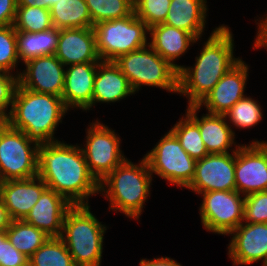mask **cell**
I'll return each mask as SVG.
<instances>
[{"mask_svg": "<svg viewBox=\"0 0 267 266\" xmlns=\"http://www.w3.org/2000/svg\"><path fill=\"white\" fill-rule=\"evenodd\" d=\"M243 222L267 223V191L245 196Z\"/></svg>", "mask_w": 267, "mask_h": 266, "instance_id": "obj_35", "label": "cell"}, {"mask_svg": "<svg viewBox=\"0 0 267 266\" xmlns=\"http://www.w3.org/2000/svg\"><path fill=\"white\" fill-rule=\"evenodd\" d=\"M134 94L128 79L114 61H100L94 79L92 107L97 103H115Z\"/></svg>", "mask_w": 267, "mask_h": 266, "instance_id": "obj_23", "label": "cell"}, {"mask_svg": "<svg viewBox=\"0 0 267 266\" xmlns=\"http://www.w3.org/2000/svg\"><path fill=\"white\" fill-rule=\"evenodd\" d=\"M3 184H4V179L0 173V194H1V190H2V187H3Z\"/></svg>", "mask_w": 267, "mask_h": 266, "instance_id": "obj_44", "label": "cell"}, {"mask_svg": "<svg viewBox=\"0 0 267 266\" xmlns=\"http://www.w3.org/2000/svg\"><path fill=\"white\" fill-rule=\"evenodd\" d=\"M199 208L202 227L207 232L229 235L244 219L245 196L233 191L203 192Z\"/></svg>", "mask_w": 267, "mask_h": 266, "instance_id": "obj_11", "label": "cell"}, {"mask_svg": "<svg viewBox=\"0 0 267 266\" xmlns=\"http://www.w3.org/2000/svg\"><path fill=\"white\" fill-rule=\"evenodd\" d=\"M251 142H265L266 144H267V142L266 141H258V140H256V139H254V140H252Z\"/></svg>", "mask_w": 267, "mask_h": 266, "instance_id": "obj_45", "label": "cell"}, {"mask_svg": "<svg viewBox=\"0 0 267 266\" xmlns=\"http://www.w3.org/2000/svg\"><path fill=\"white\" fill-rule=\"evenodd\" d=\"M255 22L258 28L255 36L256 38H254L253 49L259 50L260 48H266L267 51V15L259 17Z\"/></svg>", "mask_w": 267, "mask_h": 266, "instance_id": "obj_39", "label": "cell"}, {"mask_svg": "<svg viewBox=\"0 0 267 266\" xmlns=\"http://www.w3.org/2000/svg\"><path fill=\"white\" fill-rule=\"evenodd\" d=\"M99 62L67 66L62 99L69 110L89 111L92 108L94 79Z\"/></svg>", "mask_w": 267, "mask_h": 266, "instance_id": "obj_18", "label": "cell"}, {"mask_svg": "<svg viewBox=\"0 0 267 266\" xmlns=\"http://www.w3.org/2000/svg\"><path fill=\"white\" fill-rule=\"evenodd\" d=\"M80 144L56 141L38 148V176L48 189L72 205H89L99 194V182L90 173Z\"/></svg>", "mask_w": 267, "mask_h": 266, "instance_id": "obj_1", "label": "cell"}, {"mask_svg": "<svg viewBox=\"0 0 267 266\" xmlns=\"http://www.w3.org/2000/svg\"><path fill=\"white\" fill-rule=\"evenodd\" d=\"M59 0H17L18 6H30V7H40L44 9H51L53 5Z\"/></svg>", "mask_w": 267, "mask_h": 266, "instance_id": "obj_41", "label": "cell"}, {"mask_svg": "<svg viewBox=\"0 0 267 266\" xmlns=\"http://www.w3.org/2000/svg\"><path fill=\"white\" fill-rule=\"evenodd\" d=\"M114 63L126 76L135 93L143 86L178 93V70L149 44L119 56Z\"/></svg>", "mask_w": 267, "mask_h": 266, "instance_id": "obj_6", "label": "cell"}, {"mask_svg": "<svg viewBox=\"0 0 267 266\" xmlns=\"http://www.w3.org/2000/svg\"><path fill=\"white\" fill-rule=\"evenodd\" d=\"M55 56L66 67L87 62H100L93 27L60 29Z\"/></svg>", "mask_w": 267, "mask_h": 266, "instance_id": "obj_19", "label": "cell"}, {"mask_svg": "<svg viewBox=\"0 0 267 266\" xmlns=\"http://www.w3.org/2000/svg\"><path fill=\"white\" fill-rule=\"evenodd\" d=\"M186 107L185 113L199 126L200 135L208 154H224L229 151H237L241 144L237 145L235 131L228 124L225 115L206 112L199 118V106L187 105ZM233 145L235 147L232 149Z\"/></svg>", "mask_w": 267, "mask_h": 266, "instance_id": "obj_17", "label": "cell"}, {"mask_svg": "<svg viewBox=\"0 0 267 266\" xmlns=\"http://www.w3.org/2000/svg\"><path fill=\"white\" fill-rule=\"evenodd\" d=\"M230 27L219 25L204 42L192 67L178 70V93L188 99V106L198 105L226 72L241 58L234 56V38Z\"/></svg>", "mask_w": 267, "mask_h": 266, "instance_id": "obj_2", "label": "cell"}, {"mask_svg": "<svg viewBox=\"0 0 267 266\" xmlns=\"http://www.w3.org/2000/svg\"><path fill=\"white\" fill-rule=\"evenodd\" d=\"M228 236V257L233 266L262 262L267 265V223L242 222Z\"/></svg>", "mask_w": 267, "mask_h": 266, "instance_id": "obj_14", "label": "cell"}, {"mask_svg": "<svg viewBox=\"0 0 267 266\" xmlns=\"http://www.w3.org/2000/svg\"><path fill=\"white\" fill-rule=\"evenodd\" d=\"M50 12L53 26L57 29L94 26L85 0H59Z\"/></svg>", "mask_w": 267, "mask_h": 266, "instance_id": "obj_26", "label": "cell"}, {"mask_svg": "<svg viewBox=\"0 0 267 266\" xmlns=\"http://www.w3.org/2000/svg\"><path fill=\"white\" fill-rule=\"evenodd\" d=\"M208 9L207 0H171L164 24L187 31L200 39L207 24Z\"/></svg>", "mask_w": 267, "mask_h": 266, "instance_id": "obj_24", "label": "cell"}, {"mask_svg": "<svg viewBox=\"0 0 267 266\" xmlns=\"http://www.w3.org/2000/svg\"><path fill=\"white\" fill-rule=\"evenodd\" d=\"M236 191L243 196L267 191V144H241L235 152Z\"/></svg>", "mask_w": 267, "mask_h": 266, "instance_id": "obj_12", "label": "cell"}, {"mask_svg": "<svg viewBox=\"0 0 267 266\" xmlns=\"http://www.w3.org/2000/svg\"><path fill=\"white\" fill-rule=\"evenodd\" d=\"M130 2H132L133 4L137 1V0H129Z\"/></svg>", "mask_w": 267, "mask_h": 266, "instance_id": "obj_46", "label": "cell"}, {"mask_svg": "<svg viewBox=\"0 0 267 266\" xmlns=\"http://www.w3.org/2000/svg\"><path fill=\"white\" fill-rule=\"evenodd\" d=\"M28 266H76L64 241L50 237L28 260Z\"/></svg>", "mask_w": 267, "mask_h": 266, "instance_id": "obj_29", "label": "cell"}, {"mask_svg": "<svg viewBox=\"0 0 267 266\" xmlns=\"http://www.w3.org/2000/svg\"><path fill=\"white\" fill-rule=\"evenodd\" d=\"M235 152L208 154L196 161L191 183L185 188L195 194L208 191H233L235 183Z\"/></svg>", "mask_w": 267, "mask_h": 266, "instance_id": "obj_13", "label": "cell"}, {"mask_svg": "<svg viewBox=\"0 0 267 266\" xmlns=\"http://www.w3.org/2000/svg\"><path fill=\"white\" fill-rule=\"evenodd\" d=\"M149 36L151 48L177 70L181 68V65L175 61L188 52L190 46H194V43L196 44L199 40L201 41L187 31L164 23L151 26Z\"/></svg>", "mask_w": 267, "mask_h": 266, "instance_id": "obj_22", "label": "cell"}, {"mask_svg": "<svg viewBox=\"0 0 267 266\" xmlns=\"http://www.w3.org/2000/svg\"><path fill=\"white\" fill-rule=\"evenodd\" d=\"M259 101L247 94L237 101L225 114L228 124L235 129H249L258 125L263 117L262 106ZM232 124V125H231Z\"/></svg>", "mask_w": 267, "mask_h": 266, "instance_id": "obj_30", "label": "cell"}, {"mask_svg": "<svg viewBox=\"0 0 267 266\" xmlns=\"http://www.w3.org/2000/svg\"><path fill=\"white\" fill-rule=\"evenodd\" d=\"M13 27L16 31L42 32L53 27L49 9L17 6Z\"/></svg>", "mask_w": 267, "mask_h": 266, "instance_id": "obj_32", "label": "cell"}, {"mask_svg": "<svg viewBox=\"0 0 267 266\" xmlns=\"http://www.w3.org/2000/svg\"><path fill=\"white\" fill-rule=\"evenodd\" d=\"M17 85L18 76L16 74L0 71V121L2 122L9 117Z\"/></svg>", "mask_w": 267, "mask_h": 266, "instance_id": "obj_36", "label": "cell"}, {"mask_svg": "<svg viewBox=\"0 0 267 266\" xmlns=\"http://www.w3.org/2000/svg\"><path fill=\"white\" fill-rule=\"evenodd\" d=\"M19 63L16 30L13 25L0 27V71L16 73L18 76L21 72L16 69Z\"/></svg>", "mask_w": 267, "mask_h": 266, "instance_id": "obj_33", "label": "cell"}, {"mask_svg": "<svg viewBox=\"0 0 267 266\" xmlns=\"http://www.w3.org/2000/svg\"><path fill=\"white\" fill-rule=\"evenodd\" d=\"M184 114L170 131L183 149L197 161L208 155V152L200 135L199 126L186 113Z\"/></svg>", "mask_w": 267, "mask_h": 266, "instance_id": "obj_28", "label": "cell"}, {"mask_svg": "<svg viewBox=\"0 0 267 266\" xmlns=\"http://www.w3.org/2000/svg\"><path fill=\"white\" fill-rule=\"evenodd\" d=\"M39 145L6 122L0 125V173L4 181L38 176Z\"/></svg>", "mask_w": 267, "mask_h": 266, "instance_id": "obj_9", "label": "cell"}, {"mask_svg": "<svg viewBox=\"0 0 267 266\" xmlns=\"http://www.w3.org/2000/svg\"><path fill=\"white\" fill-rule=\"evenodd\" d=\"M17 6V0H0V27L13 25Z\"/></svg>", "mask_w": 267, "mask_h": 266, "instance_id": "obj_38", "label": "cell"}, {"mask_svg": "<svg viewBox=\"0 0 267 266\" xmlns=\"http://www.w3.org/2000/svg\"><path fill=\"white\" fill-rule=\"evenodd\" d=\"M5 232L10 243L28 258L50 238L44 231L24 220H12Z\"/></svg>", "mask_w": 267, "mask_h": 266, "instance_id": "obj_27", "label": "cell"}, {"mask_svg": "<svg viewBox=\"0 0 267 266\" xmlns=\"http://www.w3.org/2000/svg\"><path fill=\"white\" fill-rule=\"evenodd\" d=\"M11 221L12 220L7 212V208L0 197V231H6Z\"/></svg>", "mask_w": 267, "mask_h": 266, "instance_id": "obj_42", "label": "cell"}, {"mask_svg": "<svg viewBox=\"0 0 267 266\" xmlns=\"http://www.w3.org/2000/svg\"><path fill=\"white\" fill-rule=\"evenodd\" d=\"M7 239L6 232L0 231V251H1V244Z\"/></svg>", "mask_w": 267, "mask_h": 266, "instance_id": "obj_43", "label": "cell"}, {"mask_svg": "<svg viewBox=\"0 0 267 266\" xmlns=\"http://www.w3.org/2000/svg\"><path fill=\"white\" fill-rule=\"evenodd\" d=\"M139 266H182V265L173 258H170L168 256L166 257L162 256L152 259L142 258L139 262Z\"/></svg>", "mask_w": 267, "mask_h": 266, "instance_id": "obj_40", "label": "cell"}, {"mask_svg": "<svg viewBox=\"0 0 267 266\" xmlns=\"http://www.w3.org/2000/svg\"><path fill=\"white\" fill-rule=\"evenodd\" d=\"M18 75V85L36 93L61 97L64 89L66 66L55 56L46 55L24 63Z\"/></svg>", "mask_w": 267, "mask_h": 266, "instance_id": "obj_15", "label": "cell"}, {"mask_svg": "<svg viewBox=\"0 0 267 266\" xmlns=\"http://www.w3.org/2000/svg\"><path fill=\"white\" fill-rule=\"evenodd\" d=\"M93 29L101 61H115L119 56L149 44V27L134 11L124 18L97 23Z\"/></svg>", "mask_w": 267, "mask_h": 266, "instance_id": "obj_7", "label": "cell"}, {"mask_svg": "<svg viewBox=\"0 0 267 266\" xmlns=\"http://www.w3.org/2000/svg\"><path fill=\"white\" fill-rule=\"evenodd\" d=\"M28 260L8 239L1 244L0 266H28Z\"/></svg>", "mask_w": 267, "mask_h": 266, "instance_id": "obj_37", "label": "cell"}, {"mask_svg": "<svg viewBox=\"0 0 267 266\" xmlns=\"http://www.w3.org/2000/svg\"><path fill=\"white\" fill-rule=\"evenodd\" d=\"M68 111L62 97L36 93L17 85L11 111L5 122L23 131L40 146L60 141L54 137L55 131Z\"/></svg>", "mask_w": 267, "mask_h": 266, "instance_id": "obj_3", "label": "cell"}, {"mask_svg": "<svg viewBox=\"0 0 267 266\" xmlns=\"http://www.w3.org/2000/svg\"><path fill=\"white\" fill-rule=\"evenodd\" d=\"M89 205H72L65 214L61 239L76 266H101L107 226Z\"/></svg>", "mask_w": 267, "mask_h": 266, "instance_id": "obj_5", "label": "cell"}, {"mask_svg": "<svg viewBox=\"0 0 267 266\" xmlns=\"http://www.w3.org/2000/svg\"><path fill=\"white\" fill-rule=\"evenodd\" d=\"M144 158L151 174L168 181L170 185L185 189L193 179L196 160L183 149L170 130L156 142Z\"/></svg>", "mask_w": 267, "mask_h": 266, "instance_id": "obj_8", "label": "cell"}, {"mask_svg": "<svg viewBox=\"0 0 267 266\" xmlns=\"http://www.w3.org/2000/svg\"><path fill=\"white\" fill-rule=\"evenodd\" d=\"M152 180L153 175L144 156L138 164L126 158L99 182V194L109 201L108 209L138 221L151 195Z\"/></svg>", "mask_w": 267, "mask_h": 266, "instance_id": "obj_4", "label": "cell"}, {"mask_svg": "<svg viewBox=\"0 0 267 266\" xmlns=\"http://www.w3.org/2000/svg\"><path fill=\"white\" fill-rule=\"evenodd\" d=\"M47 188L39 176L4 181L0 197L11 220H24Z\"/></svg>", "mask_w": 267, "mask_h": 266, "instance_id": "obj_20", "label": "cell"}, {"mask_svg": "<svg viewBox=\"0 0 267 266\" xmlns=\"http://www.w3.org/2000/svg\"><path fill=\"white\" fill-rule=\"evenodd\" d=\"M93 25L124 18L134 11L129 0H85Z\"/></svg>", "mask_w": 267, "mask_h": 266, "instance_id": "obj_31", "label": "cell"}, {"mask_svg": "<svg viewBox=\"0 0 267 266\" xmlns=\"http://www.w3.org/2000/svg\"><path fill=\"white\" fill-rule=\"evenodd\" d=\"M94 121L85 130L86 143L80 147L90 173L100 182L127 157L120 148L119 134L99 120Z\"/></svg>", "mask_w": 267, "mask_h": 266, "instance_id": "obj_10", "label": "cell"}, {"mask_svg": "<svg viewBox=\"0 0 267 266\" xmlns=\"http://www.w3.org/2000/svg\"><path fill=\"white\" fill-rule=\"evenodd\" d=\"M60 29L54 26L42 32L16 31L19 61H27L46 55H55Z\"/></svg>", "mask_w": 267, "mask_h": 266, "instance_id": "obj_25", "label": "cell"}, {"mask_svg": "<svg viewBox=\"0 0 267 266\" xmlns=\"http://www.w3.org/2000/svg\"><path fill=\"white\" fill-rule=\"evenodd\" d=\"M171 0H137L134 5L135 15L150 28L164 23L167 18Z\"/></svg>", "mask_w": 267, "mask_h": 266, "instance_id": "obj_34", "label": "cell"}, {"mask_svg": "<svg viewBox=\"0 0 267 266\" xmlns=\"http://www.w3.org/2000/svg\"><path fill=\"white\" fill-rule=\"evenodd\" d=\"M249 67L241 58L197 106L200 109L204 106L211 114L225 115L237 101L246 96L244 93L249 77Z\"/></svg>", "mask_w": 267, "mask_h": 266, "instance_id": "obj_16", "label": "cell"}, {"mask_svg": "<svg viewBox=\"0 0 267 266\" xmlns=\"http://www.w3.org/2000/svg\"><path fill=\"white\" fill-rule=\"evenodd\" d=\"M71 206L63 196L47 188L24 221L50 237H61L64 217Z\"/></svg>", "mask_w": 267, "mask_h": 266, "instance_id": "obj_21", "label": "cell"}]
</instances>
